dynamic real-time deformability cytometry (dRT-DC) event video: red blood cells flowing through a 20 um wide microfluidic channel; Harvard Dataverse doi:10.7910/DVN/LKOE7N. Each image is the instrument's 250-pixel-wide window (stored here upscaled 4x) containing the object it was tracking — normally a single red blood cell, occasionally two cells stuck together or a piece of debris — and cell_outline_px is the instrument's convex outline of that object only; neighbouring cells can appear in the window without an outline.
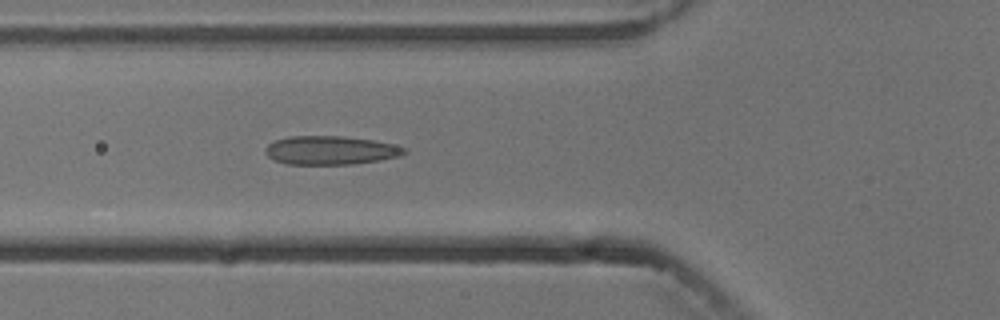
{"species": "common noctule bat (a hibernating species)", "species_latin": "Nyctalus noctula", "temperature_condition": "cold", "stored_images_in_passage": 5, "camera_frame_rate_fps": 3000, "um_per_image_px": 0.085, "animal": {"sex": "male", "body_mass_g": 13.3}, "frame": {"image": 1, "passage_image": 5, "time_ms": 5.333, "image_size_px": [1000, 320], "cell_outline_px": [[408, 152], [400, 156], [380, 160], [352, 164], [288, 164], [272, 160], [264, 152], [264, 148], [268, 144], [276, 140], [288, 136], [344, 136], [372, 140], [404, 148]], "centroid_in_image_um": [28.03, 12.78], "position_along_channel_um": 97.8, "area_um2": 23.12}}